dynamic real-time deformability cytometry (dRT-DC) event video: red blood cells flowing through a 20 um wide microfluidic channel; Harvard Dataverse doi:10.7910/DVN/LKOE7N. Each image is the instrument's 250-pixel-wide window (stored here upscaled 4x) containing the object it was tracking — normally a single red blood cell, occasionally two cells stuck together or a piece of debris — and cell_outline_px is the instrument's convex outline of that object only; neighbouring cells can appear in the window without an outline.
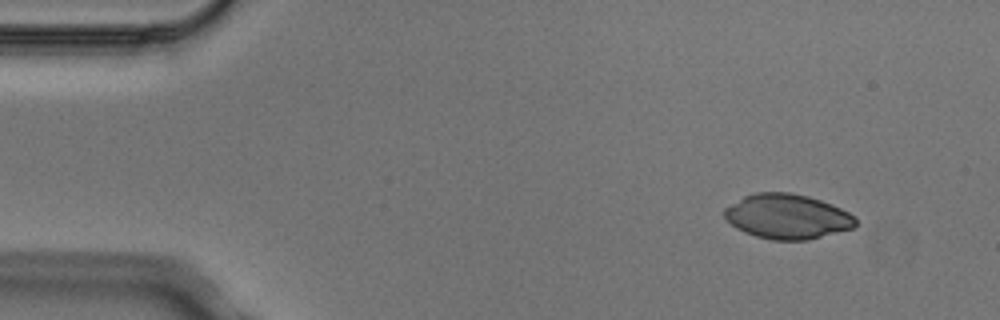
{"species": "Egyptian fruit bat (a non-hibernating species)", "species_latin": "Rousettus aegyptiacus", "temperature_condition": "cold", "stored_images_in_passage": 5, "camera_frame_rate_fps": 3000, "um_per_image_px": 0.085, "animal": {"sex": "male"}, "frame": {"image": 1, "passage_image": 1, "time_ms": 0.0, "image_size_px": [1000, 320], "cell_outline_px": [[856, 224], [852, 228], [808, 240], [772, 240], [756, 236], [744, 232], [736, 228], [724, 216], [724, 208], [744, 196], [756, 192], [792, 192], [808, 196], [832, 204], [856, 216]], "centroid_in_image_um": [66.92, 18.39], "position_along_channel_um": 18.1, "area_um2": 34.22}}